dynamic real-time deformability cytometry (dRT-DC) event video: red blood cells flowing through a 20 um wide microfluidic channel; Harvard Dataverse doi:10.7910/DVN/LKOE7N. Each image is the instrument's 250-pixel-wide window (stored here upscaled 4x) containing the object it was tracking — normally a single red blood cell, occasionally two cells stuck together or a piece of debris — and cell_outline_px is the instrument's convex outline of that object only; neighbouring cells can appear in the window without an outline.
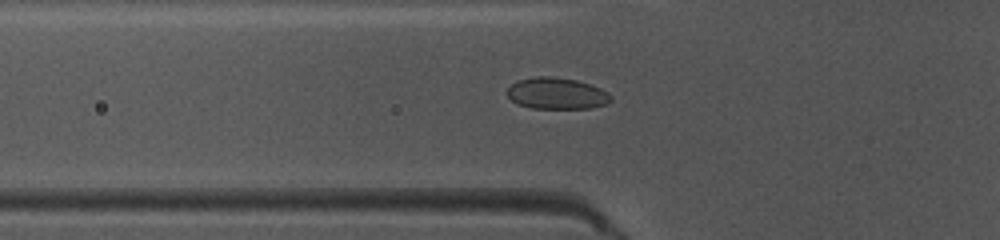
{"species": "common noctule bat (a hibernating species)", "species_latin": "Nyctalus noctula", "temperature_condition": "warm", "stored_images_in_passage": 34, "camera_frame_rate_fps": 3000, "um_per_image_px": 0.085, "animal": {"sex": "female", "body_mass_g": 10.0, "forearm_length_mm": 53.1}, "frame": {"image": 1, "passage_image": 2, "time_ms": 0.333, "image_size_px": [1000, 240], "cell_outline_px": [[612, 100], [608, 104], [592, 108], [532, 108], [516, 104], [508, 96], [508, 88], [516, 80], [536, 76], [552, 76], [576, 80], [600, 88], [612, 96]], "centroid_in_image_um": [47.32, 7.94], "position_along_channel_um": 78.5, "area_um2": 19.07}}
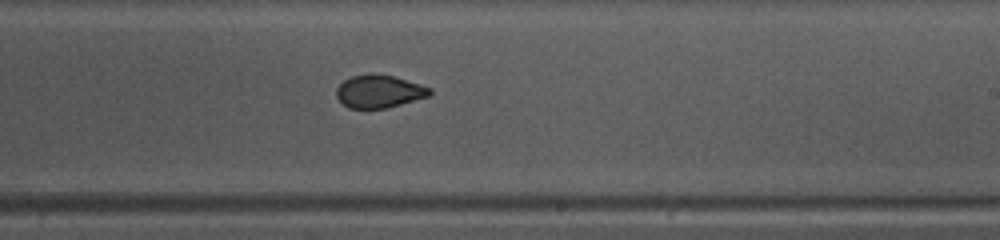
{"frame": {"image": 2, "passage_image": 15, "time_ms": 4.667, "image_size_px": [1000, 240], "cell_outline_px": [[432, 96], [384, 108], [348, 108], [336, 96], [336, 88], [344, 80], [352, 76], [372, 72], [392, 76], [420, 84], [432, 88]], "centroid_in_image_um": [32.24, 7.75], "position_along_channel_um": 256.8, "area_um2": 17.92}}
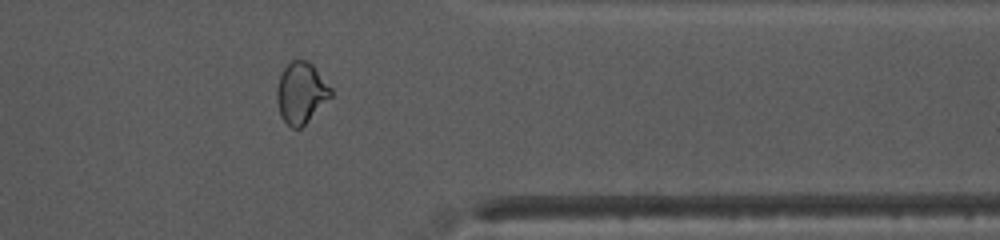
{"frame": {"image": 3, "passage_image": 25, "time_ms": 8.0, "image_size_px": [1000, 240], "cell_outline_px": [[332, 96], [300, 128], [292, 128], [280, 116], [276, 100], [276, 88], [280, 76], [284, 68], [292, 60], [308, 60], [312, 64], [332, 88]], "centroid_in_image_um": [25.58, 7.88], "position_along_channel_um": 385.8, "area_um2": 19.13}, "authors_computed_cell_mechanics": {"area_um2": 18.6983, "velocity_mm_per_s": 4.0829, "shape_relaxation_time_tau1_ms": 4.6077, "shape_relaxation_time_tau2_ms": 1.9768, "deformation_change_tau1": 0.108, "deformation_change_tau2": 0.035}}